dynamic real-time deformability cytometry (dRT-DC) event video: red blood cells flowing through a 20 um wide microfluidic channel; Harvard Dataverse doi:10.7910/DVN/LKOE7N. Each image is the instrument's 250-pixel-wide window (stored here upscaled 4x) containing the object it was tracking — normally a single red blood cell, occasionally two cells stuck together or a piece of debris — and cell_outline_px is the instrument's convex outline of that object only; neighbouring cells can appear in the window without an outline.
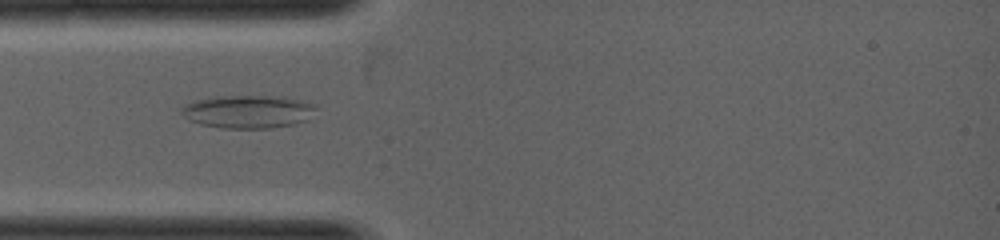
{"species": "common noctule bat (a hibernating species)", "species_latin": "Nyctalus noctula", "temperature_condition": "warm", "stored_images_in_passage": 12, "camera_frame_rate_fps": 5000, "um_per_image_px": 0.085, "animal": {"sex": "female", "body_mass_g": 19.0, "forearm_length_mm": 53.3}, "frame": {"image": 1, "passage_image": 6, "time_ms": 1.6, "image_size_px": [1000, 240], "cell_outline_px": [[316, 108], [308, 120], [296, 124], [268, 128], [220, 128], [200, 124], [188, 120], [180, 112], [180, 108], [184, 104], [192, 100], [216, 96], [280, 96], [300, 100], [316, 104]], "centroid_in_image_um": [21.05, 9.48], "position_along_channel_um": 64.0, "area_um2": 26.24}}
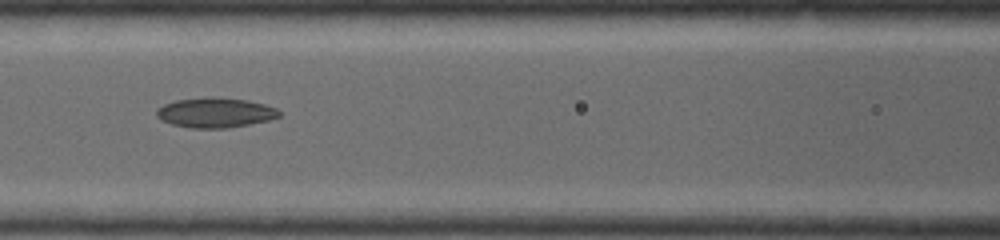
{"frame": {"image": 2, "passage_image": 9, "time_ms": 2.6, "image_size_px": [1000, 240], "cell_outline_px": [[280, 116], [268, 120], [228, 128], [192, 128], [172, 124], [160, 120], [156, 116], [156, 108], [164, 104], [176, 100], [248, 100], [264, 104], [276, 108], [280, 112]], "centroid_in_image_um": [18.28, 9.62], "position_along_channel_um": 148.3, "area_um2": 20.4}}
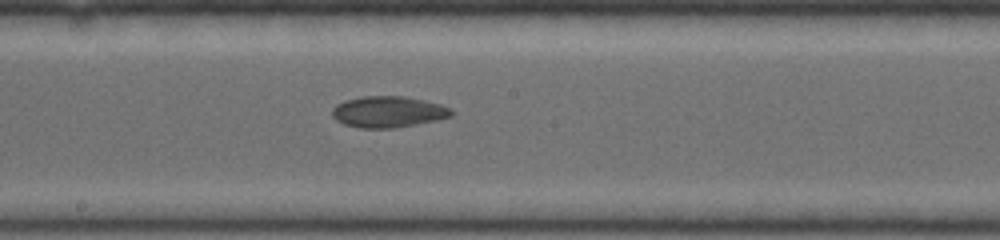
{"frame": {"image": 3, "passage_image": 12, "time_ms": 3.4, "image_size_px": [1000, 240], "cell_outline_px": [[452, 116], [436, 120], [396, 128], [360, 128], [344, 124], [336, 120], [332, 116], [332, 108], [336, 104], [344, 100], [364, 96], [404, 96], [440, 104], [452, 108]], "centroid_in_image_um": [32.97, 9.5], "position_along_channel_um": 215.2, "area_um2": 21.73}}